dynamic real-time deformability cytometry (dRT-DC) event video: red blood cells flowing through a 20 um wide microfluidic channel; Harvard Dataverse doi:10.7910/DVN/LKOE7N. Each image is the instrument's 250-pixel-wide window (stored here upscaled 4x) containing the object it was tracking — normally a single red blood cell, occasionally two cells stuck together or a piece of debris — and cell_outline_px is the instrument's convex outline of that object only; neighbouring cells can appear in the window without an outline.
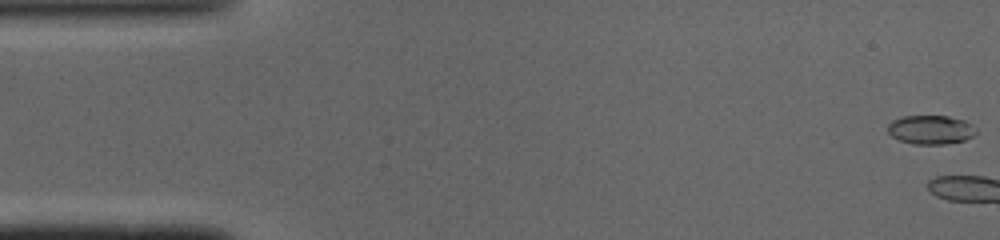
{"species": "common noctule bat (a hibernating species)", "species_latin": "Nyctalus noctula", "temperature_condition": "cold", "stored_images_in_passage": 3, "camera_frame_rate_fps": 3000, "um_per_image_px": 0.085, "animal": {"sex": "male", "body_mass_g": 19.0, "forearm_length_mm": 50.8}, "frame": {"image": 1, "passage_image": 1, "time_ms": 0.0, "image_size_px": [1000, 240], "cell_outline_px": [[976, 132], [972, 136], [964, 140], [944, 144], [912, 144], [900, 140], [892, 136], [888, 132], [888, 124], [892, 120], [904, 116], [948, 116], [964, 120], [972, 124], [976, 128]], "centroid_in_image_um": [79.11, 11.02], "position_along_channel_um": 5.9, "area_um2": 14.85}}